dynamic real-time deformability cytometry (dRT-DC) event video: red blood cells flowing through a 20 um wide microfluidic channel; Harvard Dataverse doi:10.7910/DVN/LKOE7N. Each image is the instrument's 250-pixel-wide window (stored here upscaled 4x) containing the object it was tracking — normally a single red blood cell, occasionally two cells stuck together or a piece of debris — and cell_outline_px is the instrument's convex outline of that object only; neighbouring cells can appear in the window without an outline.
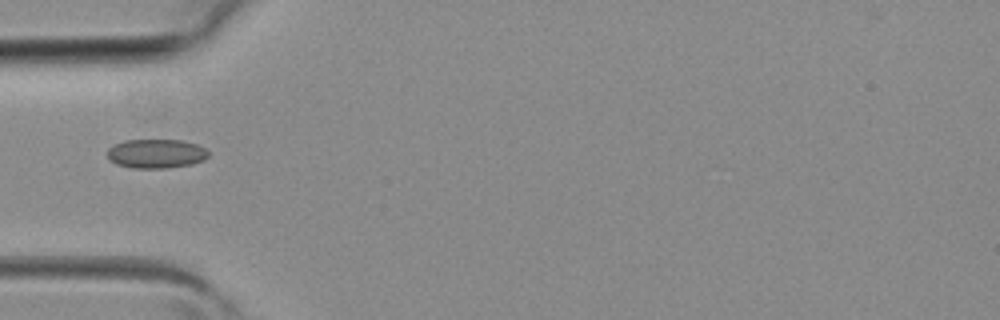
{"species": "common noctule bat (a hibernating species)", "species_latin": "Nyctalus noctula", "temperature_condition": "room temperature", "stored_images_in_passage": 3, "camera_frame_rate_fps": 3000, "um_per_image_px": 0.085, "animal": {"sex": "female", "body_mass_g": 19.3, "forearm_length_mm": 54.1}, "frame": {"image": 1, "passage_image": 3, "time_ms": 0.667, "image_size_px": [1000, 320], "cell_outline_px": [[208, 156], [204, 160], [192, 164], [164, 168], [132, 168], [116, 164], [108, 156], [108, 148], [124, 140], [184, 140], [196, 144], [204, 148], [208, 152]], "centroid_in_image_um": [13.29, 13.06], "position_along_channel_um": 71.7, "area_um2": 17.05}}